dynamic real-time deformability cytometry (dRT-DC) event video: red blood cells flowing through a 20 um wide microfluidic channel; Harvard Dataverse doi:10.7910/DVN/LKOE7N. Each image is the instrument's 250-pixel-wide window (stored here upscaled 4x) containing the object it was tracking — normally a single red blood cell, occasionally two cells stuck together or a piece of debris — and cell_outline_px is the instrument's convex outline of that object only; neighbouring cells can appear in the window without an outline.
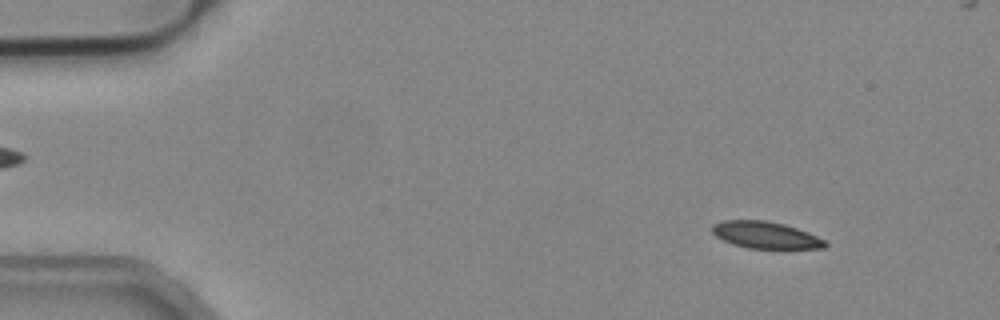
{"species": "common noctule bat (a hibernating species)", "species_latin": "Nyctalus noctula", "temperature_condition": "cold", "stored_images_in_passage": 11, "camera_frame_rate_fps": 3000, "um_per_image_px": 0.085, "animal": {"sex": "male", "body_mass_g": 19.2, "forearm_length_mm": 51.8}, "frame": {"image": 1, "passage_image": 6, "time_ms": 1.667, "image_size_px": [1000, 320], "cell_outline_px": [[828, 244], [824, 248], [748, 248], [732, 244], [716, 236], [712, 232], [712, 224], [724, 220], [764, 220], [784, 224], [808, 232], [824, 240]], "centroid_in_image_um": [65.05, 19.97], "position_along_channel_um": 20.0, "area_um2": 17.51}}